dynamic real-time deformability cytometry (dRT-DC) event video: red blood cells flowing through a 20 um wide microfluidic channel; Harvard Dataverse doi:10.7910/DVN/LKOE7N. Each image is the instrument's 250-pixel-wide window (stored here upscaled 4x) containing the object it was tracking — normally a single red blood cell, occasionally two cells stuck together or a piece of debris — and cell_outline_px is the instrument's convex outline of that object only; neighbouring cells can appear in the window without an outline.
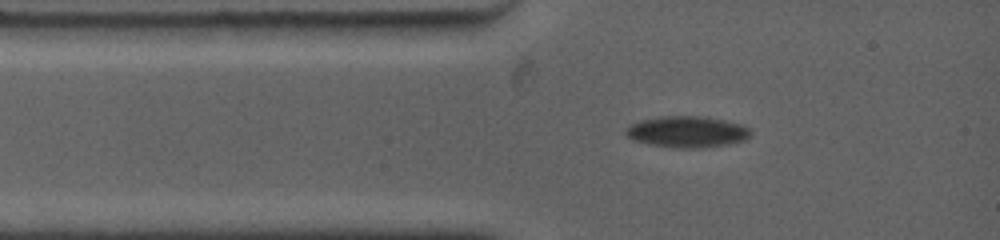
{"species": "common noctule bat (a hibernating species)", "species_latin": "Nyctalus noctula", "temperature_condition": "warm", "stored_images_in_passage": 13, "camera_frame_rate_fps": 4500, "um_per_image_px": 0.085, "animal": {"sex": "female", "body_mass_g": 19.0, "forearm_length_mm": 53.3}, "frame": {"image": 1, "passage_image": 1, "time_ms": 0.0, "image_size_px": [1000, 240], "cell_outline_px": [[752, 132], [744, 140], [728, 144], [700, 148], [672, 148], [648, 144], [632, 140], [624, 132], [624, 128], [640, 120], [660, 116], [708, 116], [744, 124]], "centroid_in_image_um": [58.39, 11.2], "position_along_channel_um": 26.6, "area_um2": 23.12}}
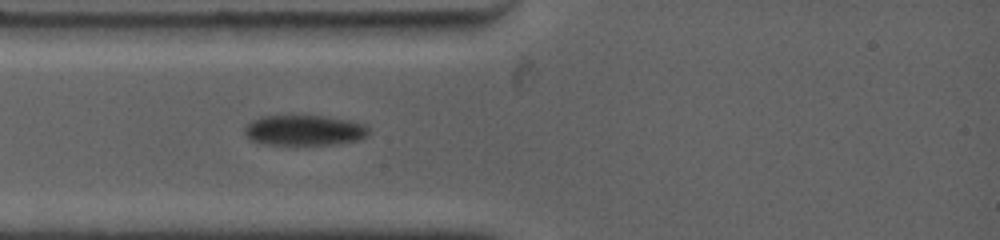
{"frame": {"image": 2, "passage_image": 5, "time_ms": 1.111, "image_size_px": [1000, 240], "cell_outline_px": [[372, 132], [368, 136], [360, 140], [340, 144], [268, 144], [252, 140], [244, 132], [244, 128], [252, 120], [260, 116], [292, 112], [324, 116], [352, 120], [368, 124]], "centroid_in_image_um": [25.95, 11.01], "position_along_channel_um": 59.1, "area_um2": 23.18}}
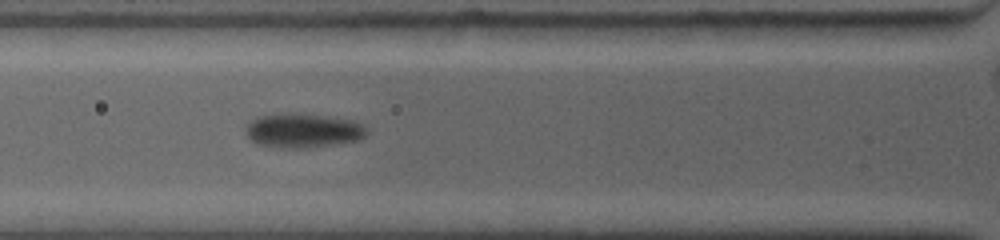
{"frame": {"image": 3, "passage_image": 11, "time_ms": 2.222, "image_size_px": [1000, 240], "cell_outline_px": [[368, 132], [360, 140], [332, 144], [300, 148], [280, 148], [256, 144], [244, 132], [244, 124], [256, 116], [280, 112], [324, 116], [352, 120], [368, 128]], "centroid_in_image_um": [25.67, 11.08], "position_along_channel_um": 100.1, "area_um2": 24.39}}